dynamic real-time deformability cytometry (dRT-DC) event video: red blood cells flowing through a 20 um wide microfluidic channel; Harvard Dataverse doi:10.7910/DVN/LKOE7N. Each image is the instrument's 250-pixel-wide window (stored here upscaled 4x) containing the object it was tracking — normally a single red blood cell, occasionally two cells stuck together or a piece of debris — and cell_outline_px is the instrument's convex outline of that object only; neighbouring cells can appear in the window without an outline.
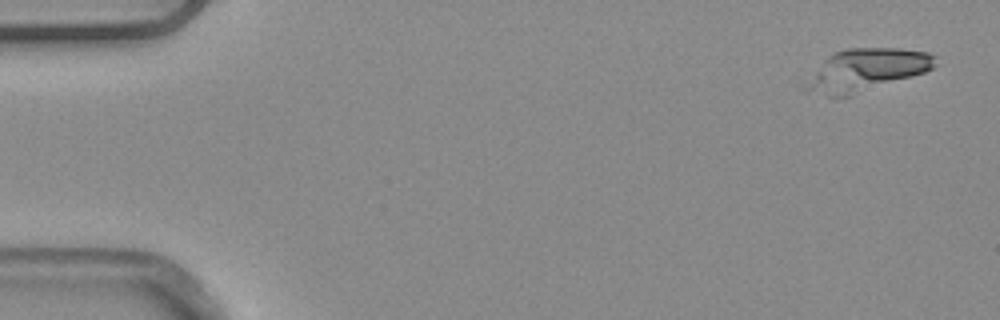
{"species": "common noctule bat (a hibernating species)", "species_latin": "Nyctalus noctula", "temperature_condition": "warm", "stored_images_in_passage": 8, "segment_of_instrument_passage": [1, 2], "camera_frame_rate_fps": 3000, "um_per_image_px": 0.085, "animal": {"sex": "male", "body_mass_g": 20.4}, "frame": {"image": 1, "passage_image": 1, "time_ms": 0.0, "image_size_px": [1000, 320], "cell_outline_px": [[936, 64], [932, 68], [924, 72], [912, 76], [888, 80], [804, 92], [804, 88], [824, 60], [828, 56], [836, 52], [848, 48], [900, 48], [928, 52], [936, 56]], "centroid_in_image_um": [73.86, 5.69], "position_along_channel_um": 11.1, "area_um2": 26.99}}